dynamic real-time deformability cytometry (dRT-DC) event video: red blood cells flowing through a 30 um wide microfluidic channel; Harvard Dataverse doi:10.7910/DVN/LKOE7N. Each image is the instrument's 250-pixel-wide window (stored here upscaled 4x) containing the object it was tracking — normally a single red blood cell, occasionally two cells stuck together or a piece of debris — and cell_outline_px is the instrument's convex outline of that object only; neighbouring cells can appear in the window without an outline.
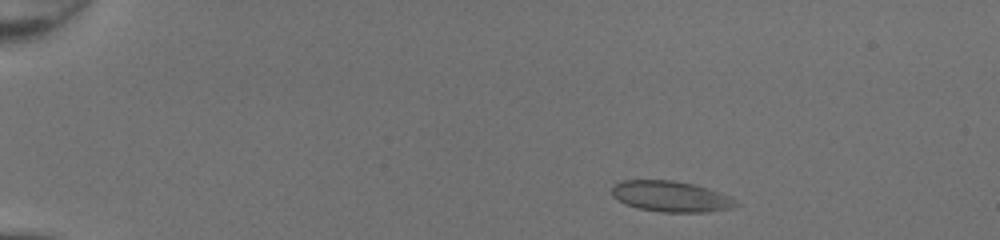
{"species": "common noctule bat (a hibernating species)", "species_latin": "Nyctalus noctula", "temperature_condition": "room temperature", "stored_images_in_passage": 45, "camera_frame_rate_fps": 3000, "um_per_image_px": 0.085, "animal": {"sex": "female", "body_mass_g": 20.0, "forearm_length_mm": 54.0}, "frame": {"image": 1, "passage_image": 4, "time_ms": 1.0, "image_size_px": [1000, 240], "cell_outline_px": [[744, 204], [732, 208], [708, 212], [660, 212], [640, 208], [624, 204], [612, 196], [612, 188], [620, 180], [672, 180], [696, 184], [732, 196]], "centroid_in_image_um": [57.11, 16.7], "position_along_channel_um": 27.9, "area_um2": 22.72}}
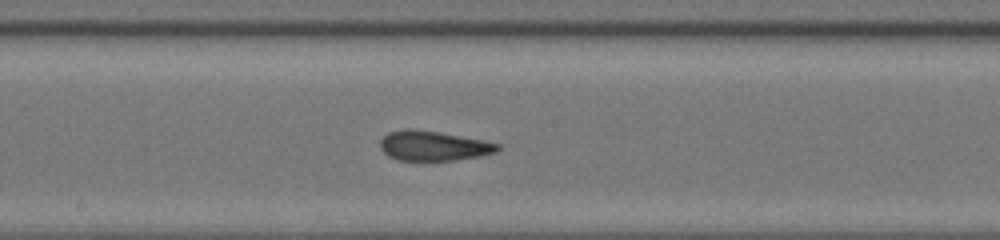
{"frame": {"image": 2, "passage_image": 24, "time_ms": 7.667, "image_size_px": [1000, 240], "cell_outline_px": [[500, 148], [496, 152], [480, 156], [452, 160], [396, 160], [388, 156], [380, 148], [380, 140], [388, 132], [404, 128], [408, 128], [440, 132], [484, 140], [500, 144]], "centroid_in_image_um": [36.82, 12.38], "position_along_channel_um": 211.4, "area_um2": 20.46}}
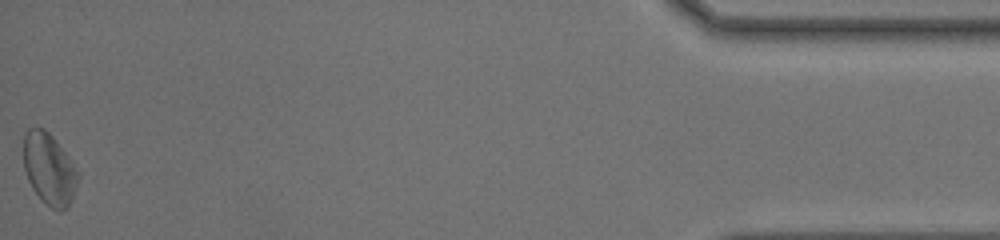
{"frame": {"image": 3, "passage_image": 45, "time_ms": 14.667, "image_size_px": [1000, 240], "cell_outline_px": [[80, 176], [72, 200], [68, 208], [60, 212], [52, 208], [32, 188], [28, 180], [24, 168], [24, 136], [28, 128], [44, 128], [52, 136], [80, 172]], "centroid_in_image_um": [4.21, 14.38], "position_along_channel_um": 431.0, "area_um2": 22.6}, "authors_computed_cell_mechanics": {"area_um2": 21.386, "velocity_mm_per_s": 4.3053, "shape_relaxation_time_tau1_ms": 9.8581, "shape_relaxation_time_tau2_ms": 0.9622, "deformation_change_tau1": 0.2429, "deformation_change_tau2": 0.0745}}